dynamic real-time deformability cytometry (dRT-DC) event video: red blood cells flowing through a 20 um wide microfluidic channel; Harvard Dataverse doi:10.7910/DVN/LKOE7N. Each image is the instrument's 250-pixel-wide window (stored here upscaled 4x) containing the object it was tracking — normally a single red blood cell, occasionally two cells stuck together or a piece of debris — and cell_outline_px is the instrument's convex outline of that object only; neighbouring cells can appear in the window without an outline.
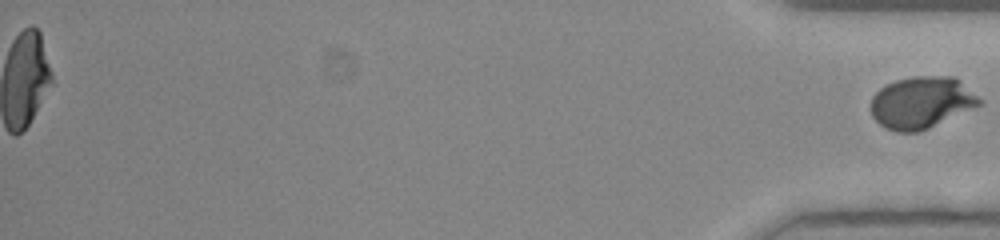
{"species": "human", "species_latin": "Homo sapiens", "temperature_condition": "room temperature", "stored_images_in_passage": 56, "segment_of_instrument_passage": [2, 2], "camera_frame_rate_fps": 3000, "um_per_image_px": 0.085, "donor": {"sex": "female"}, "frame": {"image": 1, "passage_image": 56, "time_ms": 18.333, "image_size_px": [1000, 240], "cell_outline_px": [[984, 100], [980, 104], [928, 128], [916, 132], [896, 132], [880, 124], [872, 116], [872, 96], [880, 88], [896, 80], [912, 76], [956, 76]], "centroid_in_image_um": [78.34, 8.69], "position_along_channel_um": 356.9, "area_um2": 32.6}}